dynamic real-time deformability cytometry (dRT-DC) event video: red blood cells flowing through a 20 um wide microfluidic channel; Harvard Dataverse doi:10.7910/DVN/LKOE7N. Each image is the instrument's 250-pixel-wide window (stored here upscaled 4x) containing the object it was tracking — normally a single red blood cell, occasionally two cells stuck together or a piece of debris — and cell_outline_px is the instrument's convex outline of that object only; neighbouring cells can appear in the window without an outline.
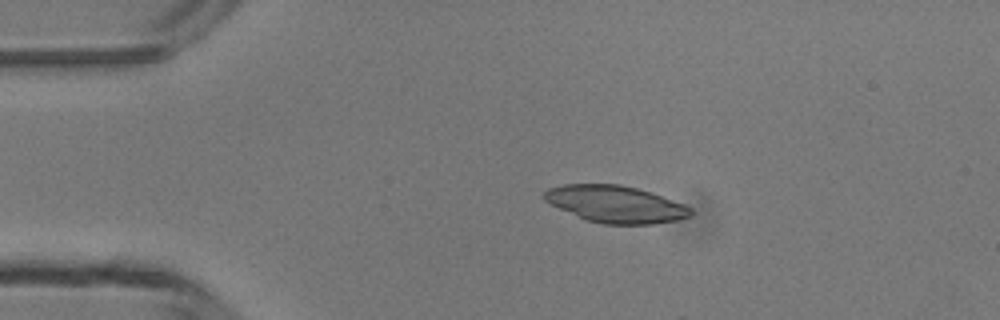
{"species": "common noctule bat (a hibernating species)", "species_latin": "Nyctalus noctula", "temperature_condition": "room temperature", "stored_images_in_passage": 3, "camera_frame_rate_fps": 3000, "um_per_image_px": 0.085, "animal": {"sex": "male", "body_mass_g": 13.3}, "frame": {"image": 1, "passage_image": 2, "time_ms": 2.0, "image_size_px": [1000, 320], "cell_outline_px": [[692, 216], [676, 220], [652, 224], [604, 224], [588, 220], [560, 208], [544, 200], [544, 192], [548, 188], [564, 184], [620, 184], [652, 192], [684, 204], [692, 208]], "centroid_in_image_um": [52.36, 17.34], "position_along_channel_um": 32.6, "area_um2": 31.33}}